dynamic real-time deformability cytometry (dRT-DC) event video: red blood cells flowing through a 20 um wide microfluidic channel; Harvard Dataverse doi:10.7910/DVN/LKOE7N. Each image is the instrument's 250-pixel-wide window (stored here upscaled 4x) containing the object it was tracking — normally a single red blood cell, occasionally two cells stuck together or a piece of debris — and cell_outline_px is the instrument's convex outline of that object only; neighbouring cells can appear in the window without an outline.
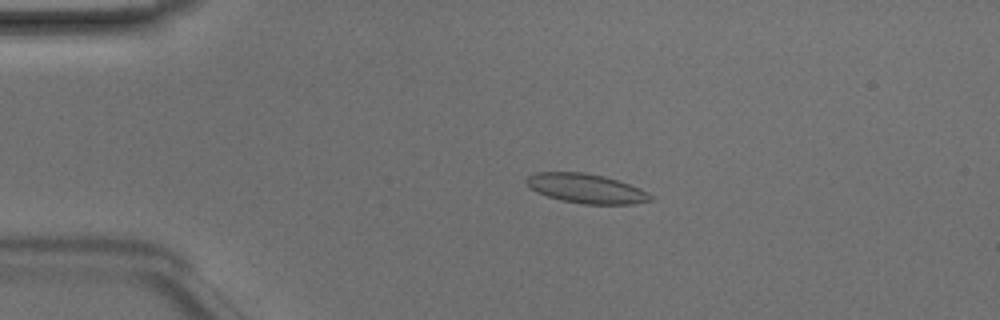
{"species": "Egyptian fruit bat (a non-hibernating species)", "species_latin": "Rousettus aegyptiacus", "temperature_condition": "room temperature", "stored_images_in_passage": 48, "camera_frame_rate_fps": 3000, "um_per_image_px": 0.085, "animal": {"sex": "male"}, "frame": {"image": 1, "passage_image": 10, "time_ms": 3.0, "image_size_px": [1000, 320], "cell_outline_px": [[652, 200], [632, 204], [584, 204], [560, 200], [536, 192], [524, 180], [528, 176], [536, 172], [584, 172], [604, 176], [640, 188], [652, 196]], "centroid_in_image_um": [49.8, 16.02], "position_along_channel_um": 35.2, "area_um2": 21.1}}
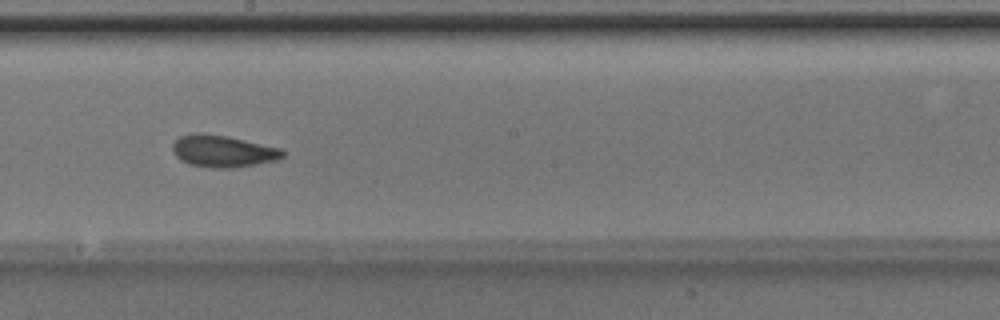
{"frame": {"image": 2, "passage_image": 27, "time_ms": 8.667, "image_size_px": [1000, 320], "cell_outline_px": [[284, 156], [276, 160], [256, 164], [232, 168], [212, 168], [188, 164], [180, 160], [172, 152], [172, 144], [180, 136], [196, 132], [200, 132], [228, 136], [280, 148], [284, 152]], "centroid_in_image_um": [18.9, 12.84], "position_along_channel_um": 229.3, "area_um2": 20.58}}
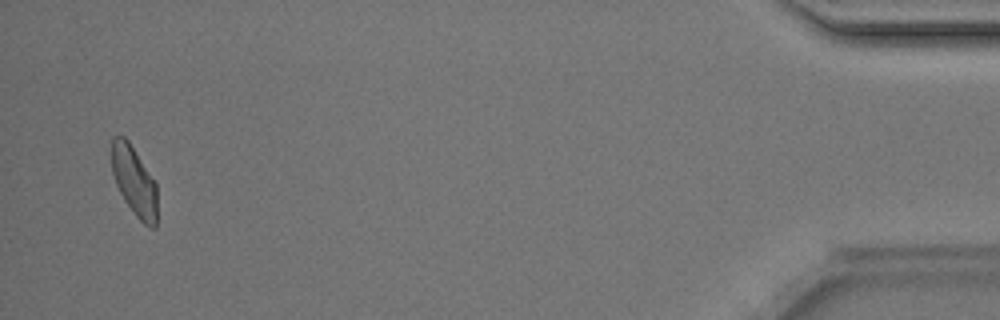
{"frame": {"image": 3, "passage_image": 47, "time_ms": 15.333, "image_size_px": [1000, 320], "cell_outline_px": [[156, 228], [148, 228], [136, 216], [124, 200], [116, 184], [112, 172], [112, 136], [124, 136], [128, 140], [156, 184]], "centroid_in_image_um": [11.4, 15.42], "position_along_channel_um": 423.8, "area_um2": 18.15}, "authors_computed_cell_mechanics": {"area_um2": 19.8254, "velocity_mm_per_s": 4.1557, "shape_relaxation_time_tau1_ms": 6.1348, "shape_relaxation_time_tau2_ms": 2.2838, "deformation_change_tau1": 0.1303, "deformation_change_tau2": 0.074}}